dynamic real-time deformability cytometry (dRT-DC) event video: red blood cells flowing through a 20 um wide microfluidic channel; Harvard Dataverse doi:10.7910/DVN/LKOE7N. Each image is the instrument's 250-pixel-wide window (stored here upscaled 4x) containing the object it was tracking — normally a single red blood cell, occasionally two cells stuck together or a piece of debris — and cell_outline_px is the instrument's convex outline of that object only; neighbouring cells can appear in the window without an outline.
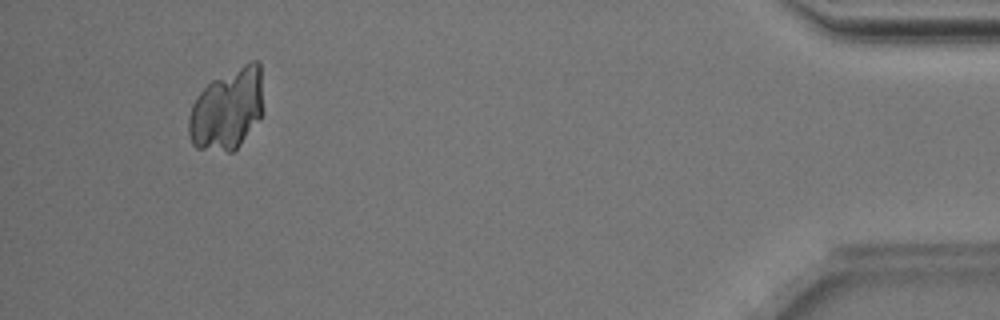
{"species": "Egyptian fruit bat (a non-hibernating species)", "species_latin": "Rousettus aegyptiacus", "temperature_condition": "room temperature", "stored_images_in_passage": 50, "camera_frame_rate_fps": 3000, "um_per_image_px": 0.085, "animal": {"sex": "male"}, "frame": {"image": 1, "passage_image": 47, "time_ms": 15.333, "image_size_px": [1000, 320], "cell_outline_px": [[264, 112], [240, 144], [232, 152], [228, 152], [196, 148], [192, 144], [188, 136], [188, 120], [192, 104], [196, 96], [212, 80], [252, 60], [256, 60], [260, 64]], "centroid_in_image_um": [19.31, 9.29], "position_along_channel_um": 415.9, "area_um2": 35.49}}